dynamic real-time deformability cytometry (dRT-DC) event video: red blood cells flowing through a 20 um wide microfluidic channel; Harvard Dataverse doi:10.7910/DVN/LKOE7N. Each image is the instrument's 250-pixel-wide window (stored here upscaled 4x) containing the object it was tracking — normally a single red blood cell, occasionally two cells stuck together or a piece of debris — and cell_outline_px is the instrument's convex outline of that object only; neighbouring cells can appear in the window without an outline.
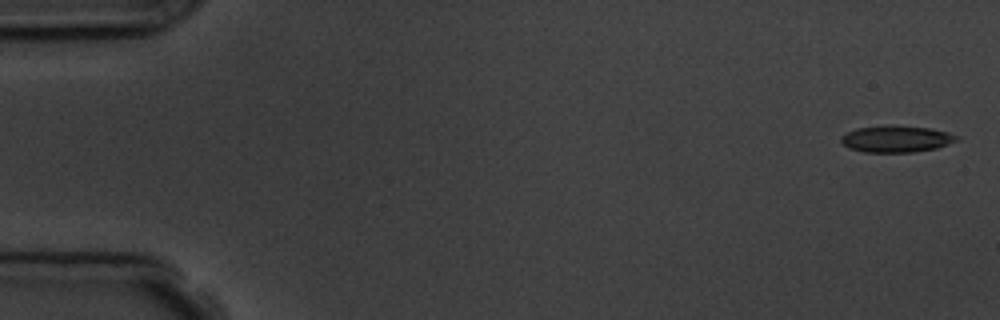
{"species": "common noctule bat (a hibernating species)", "species_latin": "Nyctalus noctula", "temperature_condition": "room temperature", "stored_images_in_passage": 7, "camera_frame_rate_fps": 3000, "um_per_image_px": 0.085, "animal": {"sex": "male", "body_mass_g": 19.5, "forearm_length_mm": 54.6}, "frame": {"image": 1, "passage_image": 1, "time_ms": 0.0, "image_size_px": [1000, 320], "cell_outline_px": [[960, 140], [936, 148], [912, 152], [864, 152], [848, 148], [840, 140], [840, 136], [856, 128], [892, 124], [928, 128], [948, 132], [960, 136]], "centroid_in_image_um": [76.19, 11.8], "position_along_channel_um": 8.8, "area_um2": 18.15}}
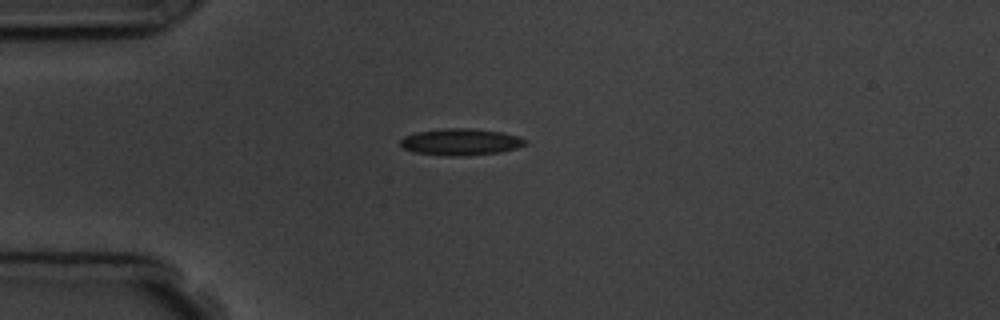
{"frame": {"image": 2, "passage_image": 5, "time_ms": 4.333, "image_size_px": [1000, 320], "cell_outline_px": [[528, 144], [516, 148], [500, 152], [460, 156], [452, 156], [412, 152], [404, 148], [400, 144], [400, 140], [404, 136], [416, 132], [444, 128], [472, 128], [500, 132], [516, 136], [528, 140]], "centroid_in_image_um": [39.15, 12.06], "position_along_channel_um": 45.8, "area_um2": 19.36}}
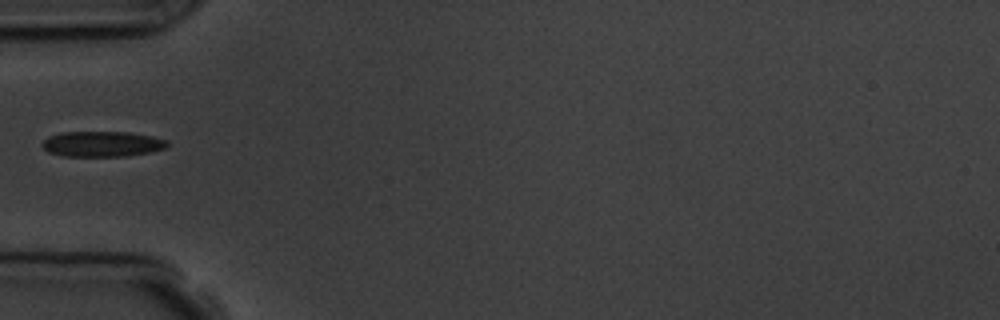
{"frame": {"image": 3, "passage_image": 6, "time_ms": 5.667, "image_size_px": [1000, 320], "cell_outline_px": [[168, 144], [164, 148], [148, 152], [124, 156], [64, 156], [48, 152], [40, 144], [48, 136], [60, 132], [128, 132], [152, 136], [168, 140]], "centroid_in_image_um": [8.64, 12.23], "position_along_channel_um": 76.4, "area_um2": 18.5}}